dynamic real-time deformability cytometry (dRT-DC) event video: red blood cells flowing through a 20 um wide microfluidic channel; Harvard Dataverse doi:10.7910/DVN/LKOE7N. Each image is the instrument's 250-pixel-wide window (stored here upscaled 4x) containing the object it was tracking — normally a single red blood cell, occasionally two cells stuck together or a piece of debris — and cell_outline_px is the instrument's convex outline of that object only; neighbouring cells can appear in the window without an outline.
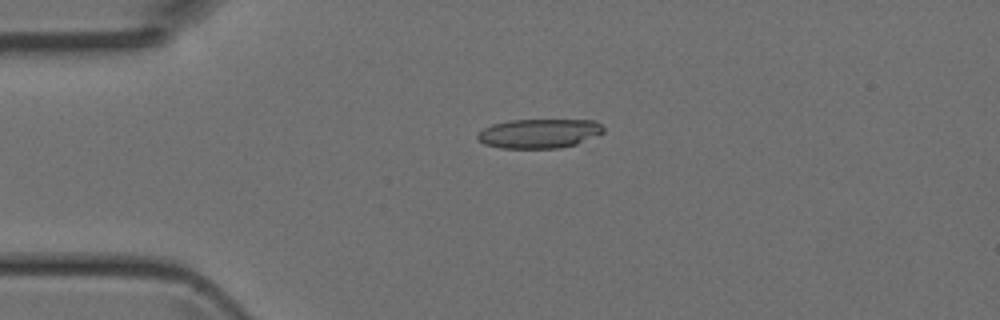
{"species": "Egyptian fruit bat (a non-hibernating species)", "species_latin": "Rousettus aegyptiacus", "temperature_condition": "room temperature", "stored_images_in_passage": 4, "camera_frame_rate_fps": 3000, "um_per_image_px": 0.085, "animal": {"sex": "female"}, "frame": {"image": 1, "passage_image": 3, "time_ms": 0.667, "image_size_px": [1000, 320], "cell_outline_px": [[604, 132], [584, 144], [560, 148], [500, 148], [484, 144], [476, 140], [476, 136], [484, 128], [492, 124], [508, 120], [596, 120], [604, 128]], "centroid_in_image_um": [45.88, 11.36], "position_along_channel_um": 39.1, "area_um2": 22.02}}